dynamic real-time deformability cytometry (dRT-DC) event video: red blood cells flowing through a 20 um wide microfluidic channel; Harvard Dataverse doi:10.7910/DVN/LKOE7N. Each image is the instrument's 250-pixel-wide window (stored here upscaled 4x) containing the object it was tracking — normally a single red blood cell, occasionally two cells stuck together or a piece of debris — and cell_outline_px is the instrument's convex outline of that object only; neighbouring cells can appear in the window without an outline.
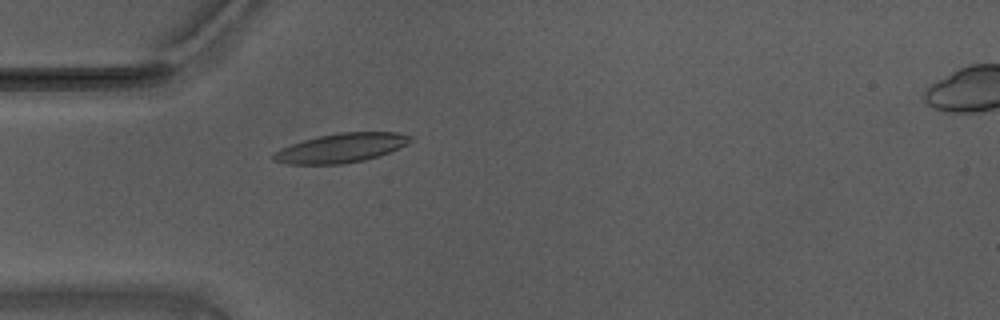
{"species": "Egyptian fruit bat (a non-hibernating species)", "species_latin": "Rousettus aegyptiacus", "temperature_condition": "warm", "stored_images_in_passage": 48, "camera_frame_rate_fps": 3000, "um_per_image_px": 0.085, "animal": {"sex": "male"}, "frame": {"image": 1, "passage_image": 9, "time_ms": 2.667, "image_size_px": [1000, 320], "cell_outline_px": [[412, 140], [408, 144], [400, 148], [364, 160], [344, 164], [288, 164], [272, 160], [272, 152], [280, 148], [304, 140], [320, 136], [340, 132], [396, 132], [412, 136]], "centroid_in_image_um": [28.98, 12.58], "position_along_channel_um": 56.0, "area_um2": 23.24}}
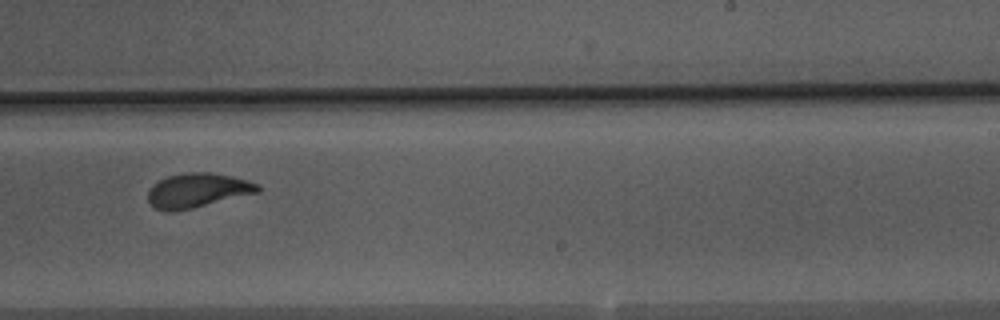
{"frame": {"image": 2, "passage_image": 27, "time_ms": 8.667, "image_size_px": [1000, 320], "cell_outline_px": [[260, 192], [192, 208], [172, 212], [168, 212], [156, 208], [148, 200], [148, 192], [152, 184], [168, 176], [188, 172], [208, 172], [232, 176], [248, 180], [260, 184]], "centroid_in_image_um": [16.81, 16.18], "position_along_channel_um": 272.2, "area_um2": 21.96}}
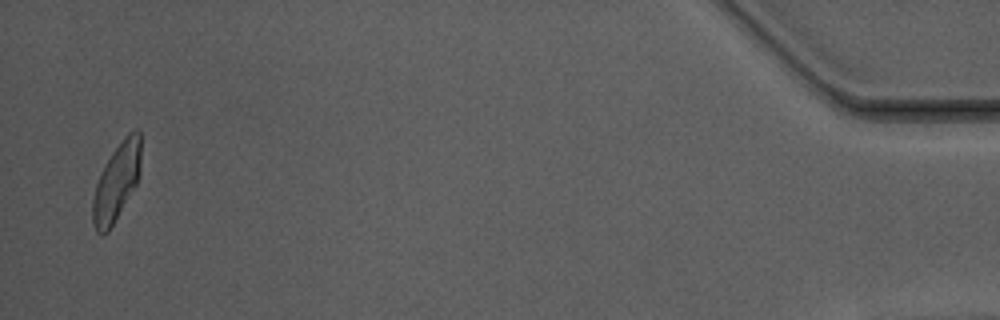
{"frame": {"image": 3, "passage_image": 47, "time_ms": 15.333, "image_size_px": [1000, 320], "cell_outline_px": [[140, 176], [136, 184], [108, 232], [100, 236], [96, 232], [92, 224], [92, 200], [96, 184], [100, 172], [112, 152], [124, 136], [128, 132], [136, 128], [140, 128]], "centroid_in_image_um": [9.89, 15.46], "position_along_channel_um": 425.3, "area_um2": 21.85}, "authors_computed_cell_mechanics": {"area_um2": 21.8773, "velocity_mm_per_s": 3.694, "shape_relaxation_time_tau1_ms": 3.9822, "shape_relaxation_time_tau2_ms": 1.4511, "deformation_change_tau1": 0.1704, "deformation_change_tau2": 0.0749}}